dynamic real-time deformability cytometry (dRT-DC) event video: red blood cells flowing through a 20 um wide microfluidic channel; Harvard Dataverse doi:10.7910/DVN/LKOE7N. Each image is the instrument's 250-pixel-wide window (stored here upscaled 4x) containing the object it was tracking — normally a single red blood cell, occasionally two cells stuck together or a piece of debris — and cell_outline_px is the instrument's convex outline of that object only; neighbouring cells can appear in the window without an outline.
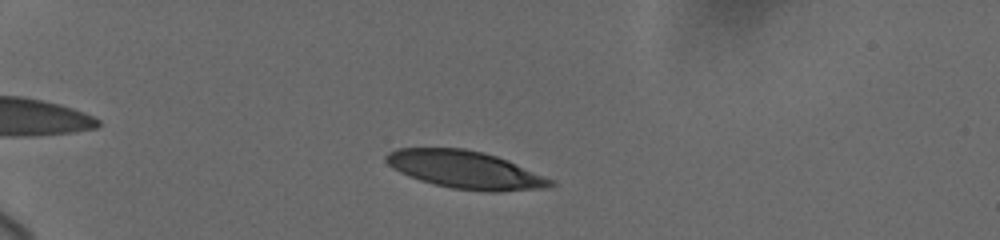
{"species": "human", "species_latin": "Homo sapiens", "temperature_condition": "cold", "stored_images_in_passage": 32, "camera_frame_rate_fps": 3000, "um_per_image_px": 0.085, "donor": {"sex": "female"}, "frame": {"image": 1, "passage_image": 11, "time_ms": 2.667, "image_size_px": [1000, 240], "cell_outline_px": [[556, 184], [548, 188], [496, 192], [492, 192], [452, 188], [420, 180], [408, 176], [392, 168], [384, 160], [384, 156], [388, 152], [400, 148], [464, 148], [484, 152], [508, 160], [556, 180]], "centroid_in_image_um": [39.59, 14.43], "position_along_channel_um": 45.4, "area_um2": 36.36}}
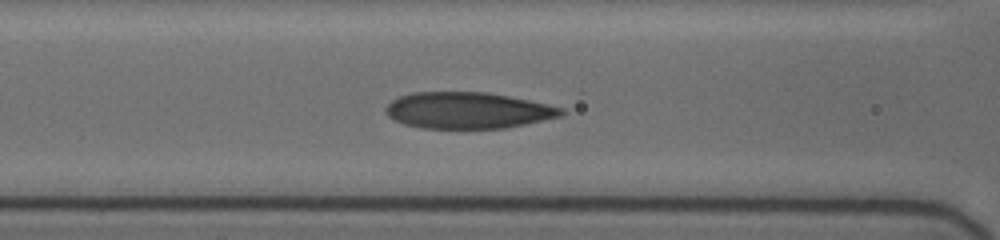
{"frame": {"image": 2, "passage_image": 25, "time_ms": 6.333, "image_size_px": [1000, 240], "cell_outline_px": [[564, 112], [560, 116], [524, 124], [504, 128], [420, 128], [404, 124], [388, 116], [384, 108], [392, 100], [400, 96], [412, 92], [488, 92], [528, 100], [564, 108]], "centroid_in_image_um": [39.73, 9.38], "position_along_channel_um": 126.9, "area_um2": 36.93}}
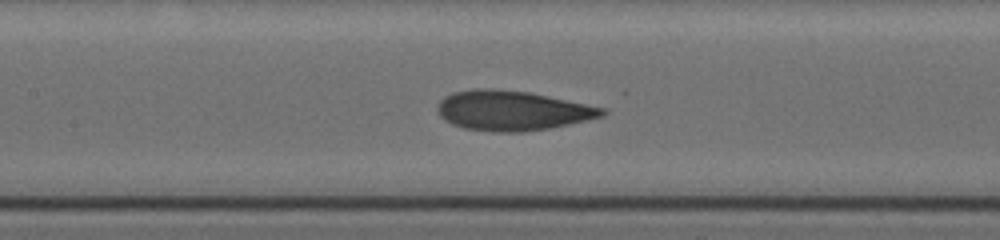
{"frame": {"image": 3, "passage_image": 29, "time_ms": 7.333, "image_size_px": [1000, 240], "cell_outline_px": [[608, 112], [604, 116], [588, 120], [548, 128], [524, 132], [492, 132], [464, 128], [452, 124], [444, 120], [440, 116], [436, 108], [436, 104], [444, 96], [452, 92], [472, 88], [492, 88], [528, 92], [604, 108]], "centroid_in_image_um": [43.48, 9.4], "position_along_channel_um": 163.9, "area_um2": 38.32}}